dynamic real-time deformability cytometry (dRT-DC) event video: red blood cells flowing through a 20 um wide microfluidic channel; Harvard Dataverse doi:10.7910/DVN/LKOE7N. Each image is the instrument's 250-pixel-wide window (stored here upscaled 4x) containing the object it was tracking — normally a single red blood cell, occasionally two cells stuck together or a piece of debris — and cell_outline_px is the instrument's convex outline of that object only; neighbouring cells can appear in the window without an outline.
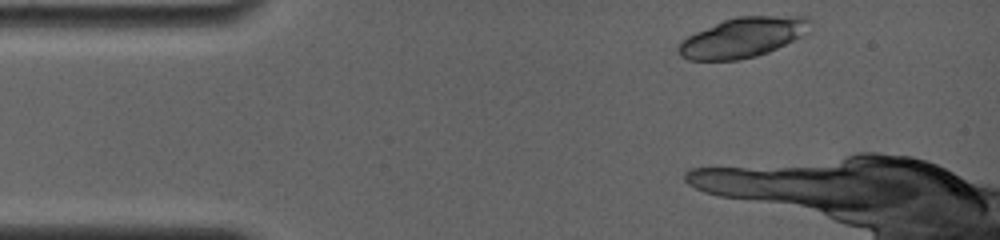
{"species": "common noctule bat (a hibernating species)", "species_latin": "Nyctalus noctula", "temperature_condition": "room temperature", "stored_images_in_passage": 8, "camera_frame_rate_fps": 4000, "um_per_image_px": 0.085, "animal": {"sex": "female", "body_mass_g": 19.0, "forearm_length_mm": 56.7}, "frame": {"image": 1, "passage_image": 1, "time_ms": 0.0, "image_size_px": [1000, 240], "cell_outline_px": [[812, 20], [808, 32], [768, 52], [756, 56], [736, 60], [688, 60], [680, 56], [676, 48], [680, 40], [696, 32], [724, 20], [736, 16], [808, 16]], "centroid_in_image_um": [63.12, 3.18], "position_along_channel_um": 21.9, "area_um2": 30.52}}